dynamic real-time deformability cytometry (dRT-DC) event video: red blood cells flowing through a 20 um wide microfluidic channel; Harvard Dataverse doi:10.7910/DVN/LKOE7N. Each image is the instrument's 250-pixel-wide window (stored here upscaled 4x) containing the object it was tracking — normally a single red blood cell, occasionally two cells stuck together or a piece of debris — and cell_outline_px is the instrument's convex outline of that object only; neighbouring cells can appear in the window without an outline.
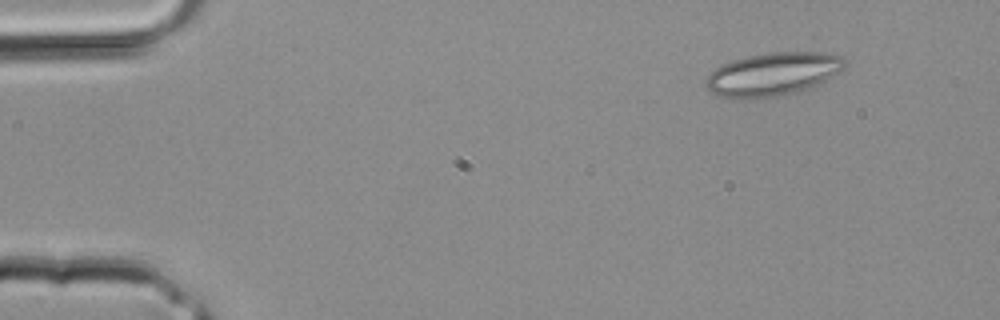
{"species": "common noctule bat (a hibernating species)", "species_latin": "Nyctalus noctula", "temperature_condition": "room temperature", "stored_images_in_passage": 3, "camera_frame_rate_fps": 3000, "um_per_image_px": 0.085, "animal": {"sex": "male", "body_mass_g": 20.4}, "frame": {"image": 1, "passage_image": 1, "time_ms": 0.0, "image_size_px": [1000, 320], "cell_outline_px": [[848, 64], [844, 68], [824, 80], [816, 84], [788, 96], [756, 100], [716, 96], [704, 84], [704, 80], [708, 72], [720, 64], [732, 60], [748, 56], [768, 52], [824, 52], [840, 56], [848, 60]], "centroid_in_image_um": [65.64, 6.32], "position_along_channel_um": 19.4, "area_um2": 35.72}}